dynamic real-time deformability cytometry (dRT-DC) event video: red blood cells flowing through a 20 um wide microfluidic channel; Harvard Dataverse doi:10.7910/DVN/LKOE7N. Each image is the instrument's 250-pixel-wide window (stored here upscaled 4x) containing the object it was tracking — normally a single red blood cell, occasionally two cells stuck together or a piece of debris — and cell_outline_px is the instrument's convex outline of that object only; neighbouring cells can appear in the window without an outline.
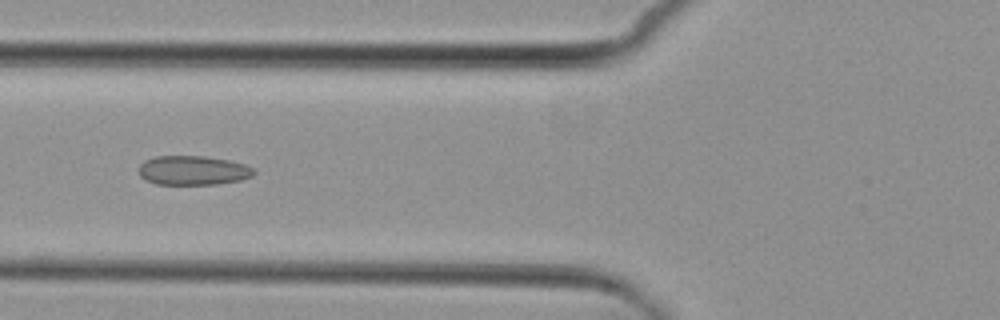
{"species": "common noctule bat (a hibernating species)", "species_latin": "Nyctalus noctula", "temperature_condition": "cold", "stored_images_in_passage": 9, "camera_frame_rate_fps": 3000, "um_per_image_px": 0.085, "animal": {"sex": "female", "body_mass_g": 29.2, "forearm_length_mm": 56.3}, "frame": {"image": 1, "passage_image": 7, "time_ms": 7.0, "image_size_px": [1000, 320], "cell_outline_px": [[256, 172], [252, 176], [240, 180], [216, 184], [156, 184], [140, 176], [140, 164], [144, 160], [156, 156], [204, 156], [228, 160], [244, 164], [252, 168]], "centroid_in_image_um": [16.41, 14.48], "position_along_channel_um": 109.4, "area_um2": 19.48}}
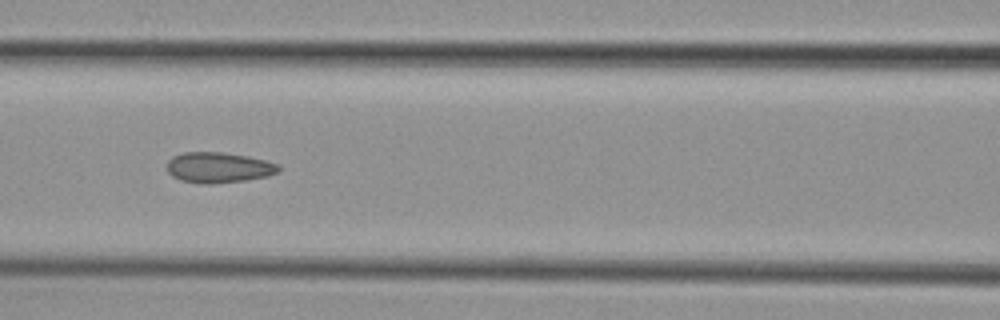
{"frame": {"image": 2, "passage_image": 8, "time_ms": 8.0, "image_size_px": [1000, 320], "cell_outline_px": [[280, 172], [268, 176], [244, 180], [212, 184], [200, 184], [180, 180], [172, 176], [168, 172], [168, 160], [172, 156], [184, 152], [220, 152], [248, 156], [280, 164]], "centroid_in_image_um": [18.59, 14.24], "position_along_channel_um": 148.0, "area_um2": 20.0}}
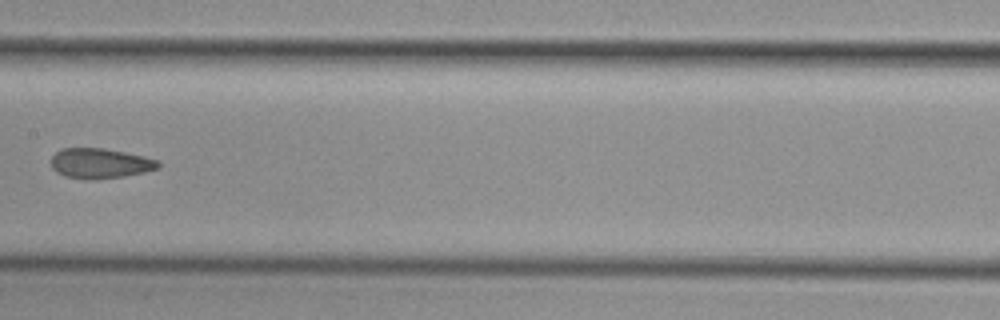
{"frame": {"image": 3, "passage_image": 9, "time_ms": 9.333, "image_size_px": [1000, 320], "cell_outline_px": [[160, 168], [144, 172], [124, 176], [96, 180], [88, 180], [64, 176], [56, 172], [52, 168], [52, 156], [56, 152], [64, 148], [104, 148], [144, 156], [160, 160]], "centroid_in_image_um": [8.53, 13.89], "position_along_channel_um": 198.9, "area_um2": 18.96}}